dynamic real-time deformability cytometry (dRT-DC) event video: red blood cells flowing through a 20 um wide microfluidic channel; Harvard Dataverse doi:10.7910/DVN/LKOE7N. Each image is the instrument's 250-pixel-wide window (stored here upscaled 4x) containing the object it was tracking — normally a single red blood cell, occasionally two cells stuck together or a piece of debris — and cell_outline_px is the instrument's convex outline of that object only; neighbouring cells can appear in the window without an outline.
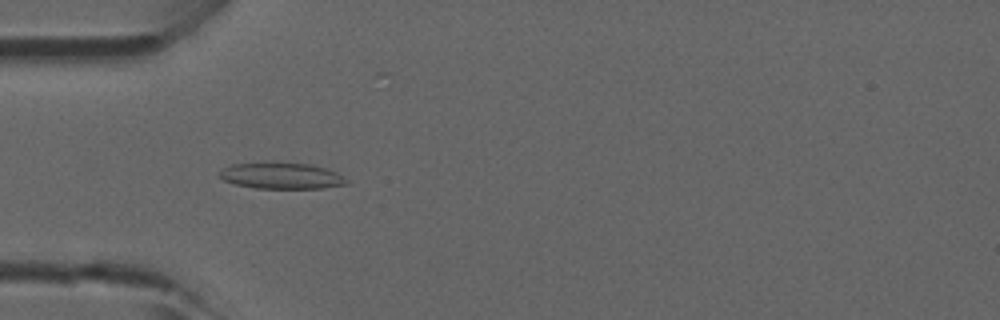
{"species": "common noctule bat (a hibernating species)", "species_latin": "Nyctalus noctula", "temperature_condition": "room temperature", "stored_images_in_passage": 47, "camera_frame_rate_fps": 3000, "um_per_image_px": 0.085, "animal": {"sex": "male", "forearm_length_mm": 52.5}, "frame": {"image": 1, "passage_image": 14, "time_ms": 4.333, "image_size_px": [1000, 320], "cell_outline_px": [[348, 184], [320, 188], [256, 188], [236, 184], [224, 180], [216, 172], [232, 164], [264, 160], [308, 164], [324, 168], [336, 172], [348, 180]], "centroid_in_image_um": [23.86, 14.9], "position_along_channel_um": 61.1, "area_um2": 19.83}}
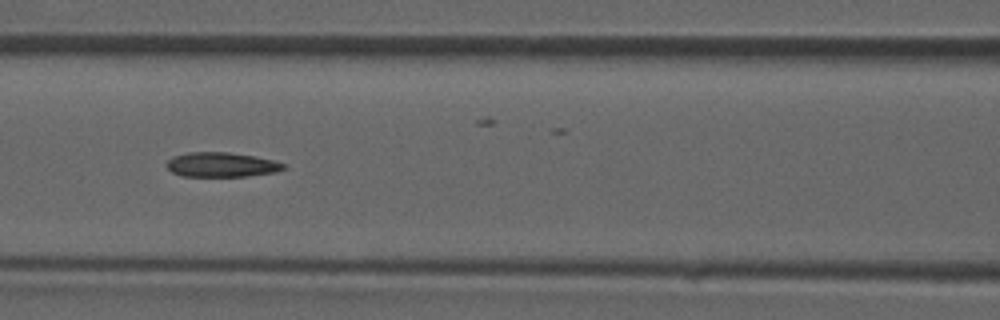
{"frame": {"image": 2, "passage_image": 20, "time_ms": 6.333, "image_size_px": [1000, 320], "cell_outline_px": [[288, 168], [276, 172], [248, 176], [180, 176], [172, 172], [164, 164], [172, 156], [188, 152], [228, 152], [252, 156], [272, 160], [284, 164]], "centroid_in_image_um": [18.79, 14.0], "position_along_channel_um": 147.8, "area_um2": 16.82}}